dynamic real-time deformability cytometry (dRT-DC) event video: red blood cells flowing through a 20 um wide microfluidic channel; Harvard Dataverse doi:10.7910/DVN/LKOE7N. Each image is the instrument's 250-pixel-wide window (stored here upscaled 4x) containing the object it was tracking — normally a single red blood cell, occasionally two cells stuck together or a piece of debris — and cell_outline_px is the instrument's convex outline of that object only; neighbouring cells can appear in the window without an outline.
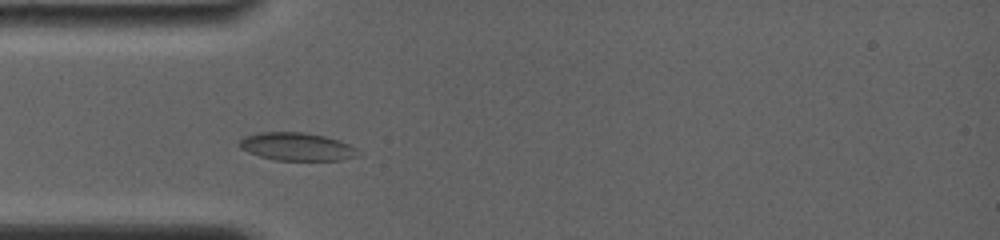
{"species": "common noctule bat (a hibernating species)", "species_latin": "Nyctalus noctula", "temperature_condition": "room temperature", "stored_images_in_passage": 7, "camera_frame_rate_fps": 4000, "um_per_image_px": 0.085, "animal": {"sex": "female", "body_mass_g": 19.0, "forearm_length_mm": 56.7}, "frame": {"image": 1, "passage_image": 4, "time_ms": 2.0, "image_size_px": [1000, 240], "cell_outline_px": [[360, 156], [340, 160], [276, 160], [260, 156], [248, 152], [240, 148], [240, 140], [244, 136], [260, 132], [304, 132], [324, 136], [348, 144], [356, 148]], "centroid_in_image_um": [25.22, 12.46], "position_along_channel_um": 59.8, "area_um2": 19.19}}
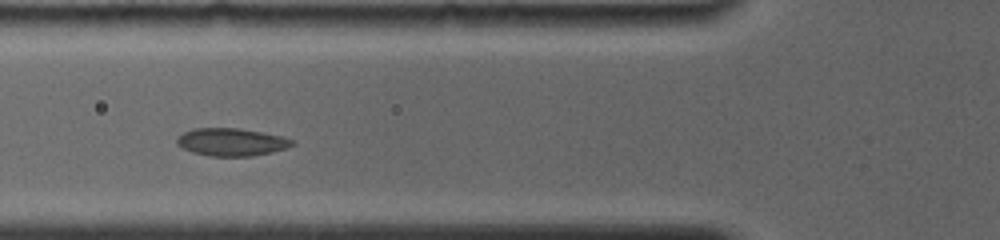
{"frame": {"image": 2, "passage_image": 6, "time_ms": 3.25, "image_size_px": [1000, 240], "cell_outline_px": [[296, 144], [272, 152], [252, 156], [208, 156], [192, 152], [176, 144], [176, 140], [184, 132], [192, 128], [240, 128], [280, 136], [296, 140]], "centroid_in_image_um": [19.68, 12.07], "position_along_channel_um": 106.1, "area_um2": 18.55}}